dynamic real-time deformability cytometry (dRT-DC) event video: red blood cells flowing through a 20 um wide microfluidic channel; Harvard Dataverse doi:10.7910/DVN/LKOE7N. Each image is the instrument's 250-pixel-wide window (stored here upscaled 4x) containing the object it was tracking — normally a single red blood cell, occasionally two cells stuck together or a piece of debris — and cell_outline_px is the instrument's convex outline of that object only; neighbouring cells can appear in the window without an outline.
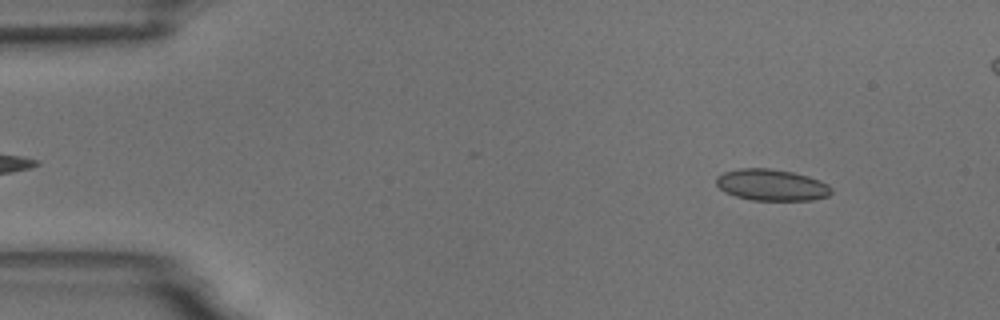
{"species": "common noctule bat (a hibernating species)", "species_latin": "Nyctalus noctula", "temperature_condition": "room temperature", "stored_images_in_passage": 53, "camera_frame_rate_fps": 3000, "um_per_image_px": 0.085, "animal": {"sex": "male", "body_mass_g": 18.8}, "frame": {"image": 1, "passage_image": 6, "time_ms": 1.667, "image_size_px": [1000, 320], "cell_outline_px": [[832, 192], [828, 196], [812, 200], [752, 200], [736, 196], [724, 192], [716, 184], [716, 176], [724, 172], [740, 168], [768, 168], [792, 172], [808, 176], [820, 180], [828, 184], [832, 188]], "centroid_in_image_um": [65.59, 15.72], "position_along_channel_um": 19.4, "area_um2": 21.15}}
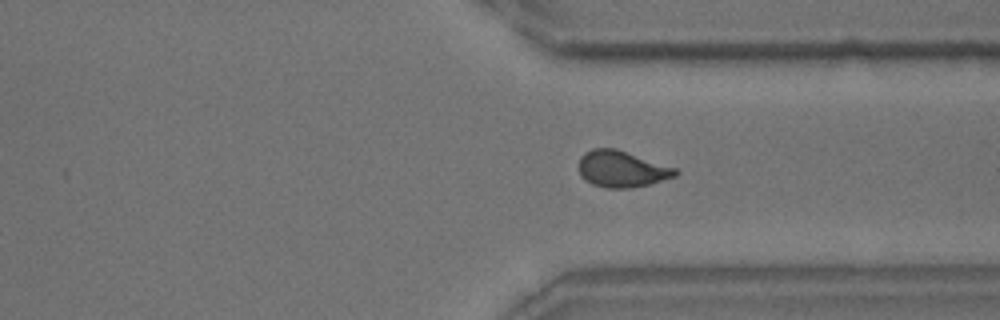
{"frame": {"image": 2, "passage_image": 41, "time_ms": 13.333, "image_size_px": [1000, 320], "cell_outline_px": [[680, 172], [676, 176], [648, 184], [628, 188], [604, 188], [592, 184], [584, 180], [580, 176], [580, 156], [584, 152], [592, 148], [616, 148], [676, 168]], "centroid_in_image_um": [52.83, 14.36], "position_along_channel_um": 358.6, "area_um2": 20.52}}
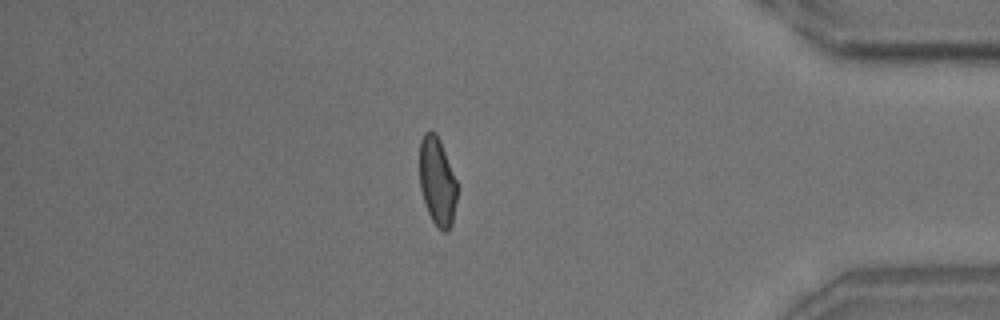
{"frame": {"image": 3, "passage_image": 47, "time_ms": 15.333, "image_size_px": [1000, 320], "cell_outline_px": [[456, 200], [452, 224], [448, 232], [444, 232], [432, 220], [428, 212], [420, 188], [420, 140], [424, 132], [436, 132], [440, 140], [456, 180]], "centroid_in_image_um": [37.16, 15.41], "position_along_channel_um": 398.0, "area_um2": 19.02}, "authors_computed_cell_mechanics": {"area_um2": 20.2878, "velocity_mm_per_s": 3.6603, "shape_relaxation_time_tau1_ms": null, "shape_relaxation_time_tau2_ms": 1.135, "deformation_change_tau1": null, "deformation_change_tau2": 0.0593}}